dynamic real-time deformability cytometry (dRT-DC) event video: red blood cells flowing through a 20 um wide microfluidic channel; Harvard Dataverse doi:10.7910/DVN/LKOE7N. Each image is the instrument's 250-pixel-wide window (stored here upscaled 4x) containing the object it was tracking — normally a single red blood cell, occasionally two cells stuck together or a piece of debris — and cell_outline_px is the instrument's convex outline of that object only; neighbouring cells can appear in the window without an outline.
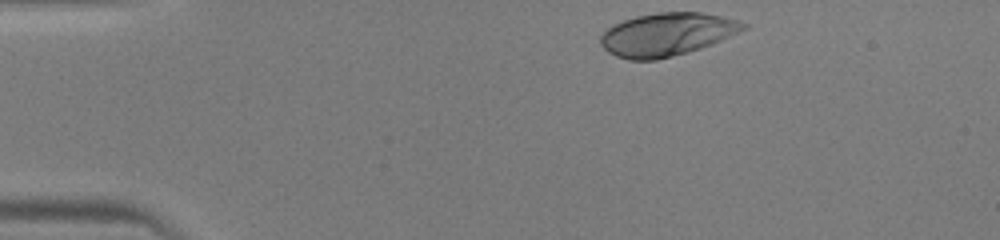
{"species": "human", "species_latin": "Homo sapiens", "temperature_condition": "warm", "stored_images_in_passage": 32, "camera_frame_rate_fps": 3000, "um_per_image_px": 0.085, "donor": {"sex": "male"}, "frame": {"image": 1, "passage_image": 1, "time_ms": 0.0, "image_size_px": [1000, 240], "cell_outline_px": [[748, 28], [712, 44], [688, 52], [656, 60], [628, 60], [616, 56], [608, 52], [600, 44], [600, 36], [604, 28], [612, 24], [636, 16], [656, 12], [700, 12], [740, 20], [748, 24]], "centroid_in_image_um": [56.66, 2.92], "position_along_channel_um": 28.3, "area_um2": 36.07}}
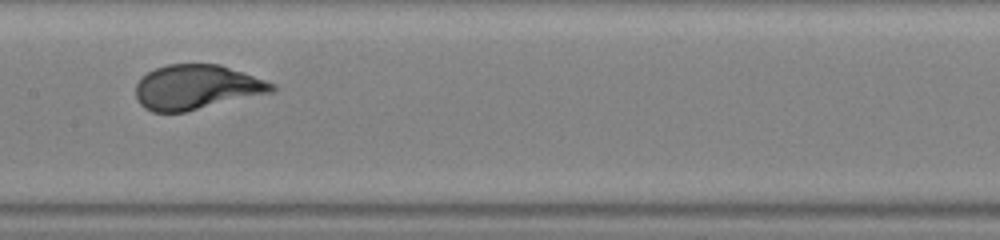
{"frame": {"image": 2, "passage_image": 17, "time_ms": 5.333, "image_size_px": [1000, 240], "cell_outline_px": [[276, 88], [272, 92], [184, 112], [152, 112], [144, 108], [140, 104], [136, 96], [136, 84], [148, 72], [156, 68], [168, 64], [220, 64], [276, 84]], "centroid_in_image_um": [16.7, 7.41], "position_along_channel_um": 190.7, "area_um2": 35.14}}
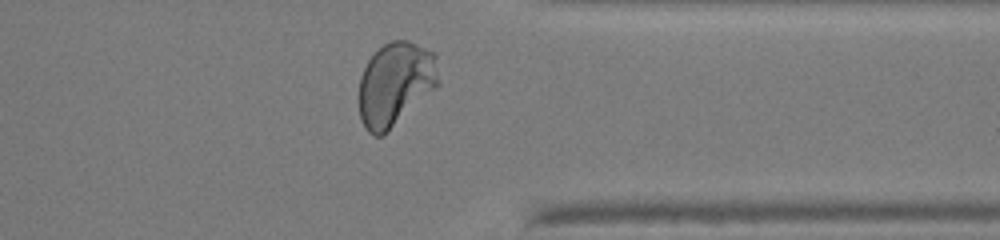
{"frame": {"image": 3, "passage_image": 30, "time_ms": 9.667, "image_size_px": [1000, 240], "cell_outline_px": [[440, 84], [436, 88], [384, 136], [372, 136], [364, 128], [360, 120], [360, 76], [368, 60], [384, 44], [392, 40], [408, 40], [436, 52]], "centroid_in_image_um": [33.63, 7.16], "position_along_channel_um": 377.8, "area_um2": 39.3}}